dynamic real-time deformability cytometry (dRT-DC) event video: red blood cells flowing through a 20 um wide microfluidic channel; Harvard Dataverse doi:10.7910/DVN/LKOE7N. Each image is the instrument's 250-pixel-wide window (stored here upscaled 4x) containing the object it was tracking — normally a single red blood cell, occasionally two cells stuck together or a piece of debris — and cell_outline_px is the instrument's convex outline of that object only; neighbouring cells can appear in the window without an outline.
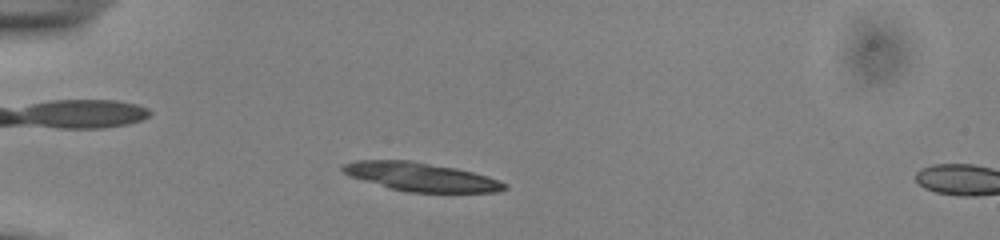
{"species": "common noctule bat (a hibernating species)", "species_latin": "Nyctalus noctula", "temperature_condition": "cold", "stored_images_in_passage": 9, "camera_frame_rate_fps": 3000, "um_per_image_px": 0.085, "animal": {"sex": "male", "body_mass_g": 13.0, "forearm_length_mm": 53.1}, "frame": {"image": 1, "passage_image": 7, "time_ms": 2.0, "image_size_px": [1000, 240], "cell_outline_px": [[508, 188], [496, 192], [408, 192], [388, 188], [348, 176], [340, 168], [344, 164], [356, 160], [408, 160], [456, 168], [488, 176], [500, 180], [508, 184]], "centroid_in_image_um": [35.78, 15.04], "position_along_channel_um": 49.2, "area_um2": 26.99}}